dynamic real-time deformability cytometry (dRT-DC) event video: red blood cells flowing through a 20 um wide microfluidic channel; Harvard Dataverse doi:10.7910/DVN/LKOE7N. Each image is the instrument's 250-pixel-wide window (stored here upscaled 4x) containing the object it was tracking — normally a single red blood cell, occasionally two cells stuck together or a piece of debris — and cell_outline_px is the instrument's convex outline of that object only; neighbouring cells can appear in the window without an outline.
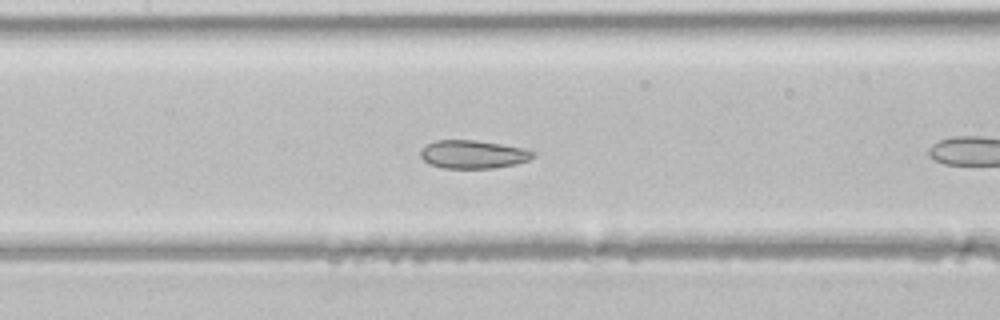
{"species": "common noctule bat (a hibernating species)", "species_latin": "Nyctalus noctula", "temperature_condition": "room temperature", "stored_images_in_passage": 12, "camera_frame_rate_fps": 3000, "um_per_image_px": 0.085, "animal": {"sex": "male", "body_mass_g": 21.5, "forearm_length_mm": 52.0}, "frame": {"image": 1, "passage_image": 9, "time_ms": 2.667, "image_size_px": [1000, 320], "cell_outline_px": [[532, 156], [528, 160], [516, 164], [492, 168], [444, 168], [428, 164], [420, 156], [420, 152], [428, 144], [436, 140], [476, 140], [500, 144], [520, 148], [532, 152]], "centroid_in_image_um": [40.15, 13.13], "position_along_channel_um": 167.3, "area_um2": 18.15}}